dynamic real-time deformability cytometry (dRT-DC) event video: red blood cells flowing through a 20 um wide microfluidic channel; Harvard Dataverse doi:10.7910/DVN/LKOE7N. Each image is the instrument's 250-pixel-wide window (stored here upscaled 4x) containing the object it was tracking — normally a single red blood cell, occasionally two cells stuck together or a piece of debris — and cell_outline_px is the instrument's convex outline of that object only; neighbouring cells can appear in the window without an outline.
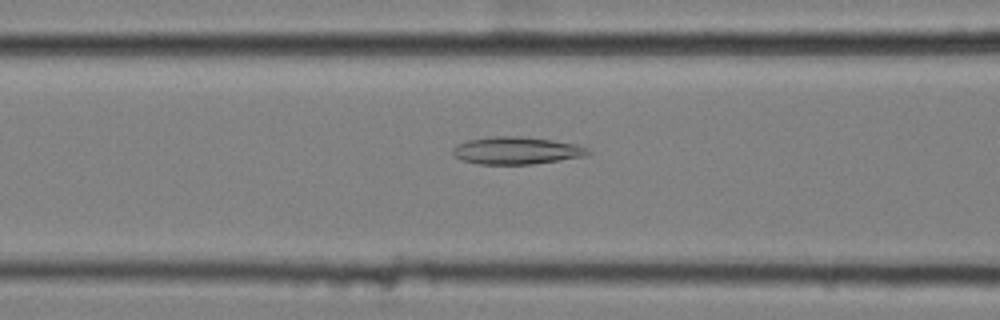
{"species": "common noctule bat (a hibernating species)", "species_latin": "Nyctalus noctula", "temperature_condition": "cold", "stored_images_in_passage": 39, "camera_frame_rate_fps": 3000, "um_per_image_px": 0.085, "animal": {"sex": "female", "body_mass_g": 25.1}, "frame": {"image": 1, "passage_image": 13, "time_ms": 4.0, "image_size_px": [1000, 320], "cell_outline_px": [[592, 152], [588, 156], [532, 164], [480, 164], [464, 160], [456, 156], [452, 152], [452, 148], [456, 144], [468, 140], [492, 136], [520, 136], [552, 140], [576, 144], [588, 148]], "centroid_in_image_um": [43.94, 12.79], "position_along_channel_um": 122.7, "area_um2": 21.62}}
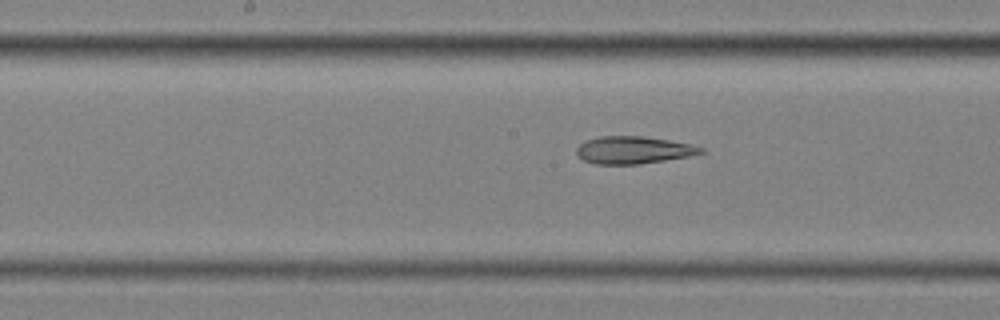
{"frame": {"image": 2, "passage_image": 19, "time_ms": 6.0, "image_size_px": [1000, 320], "cell_outline_px": [[704, 152], [688, 156], [640, 164], [596, 164], [584, 160], [576, 152], [576, 148], [580, 144], [588, 140], [600, 136], [640, 136], [668, 140], [688, 144], [704, 148]], "centroid_in_image_um": [53.82, 12.75], "position_along_channel_um": 194.4, "area_um2": 19.48}}
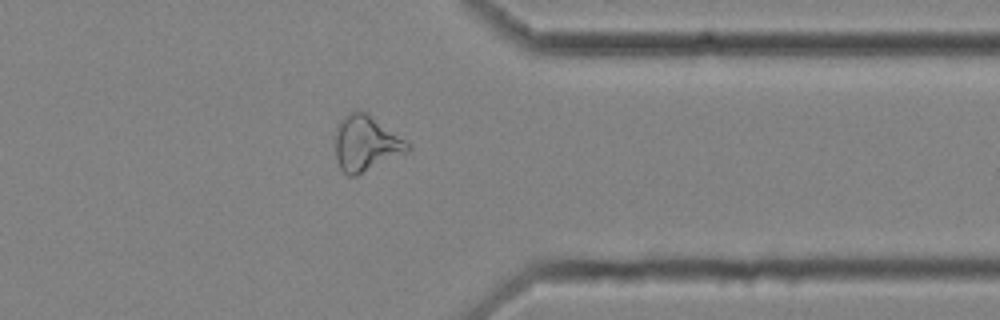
{"frame": {"image": 3, "passage_image": 35, "time_ms": 11.333, "image_size_px": [1000, 320], "cell_outline_px": [[412, 148], [408, 152], [356, 176], [348, 176], [340, 168], [336, 156], [332, 140], [332, 136], [336, 124], [348, 112], [368, 112], [404, 140]], "centroid_in_image_um": [31.03, 12.19], "position_along_channel_um": 380.4, "area_um2": 23.76}, "authors_computed_cell_mechanics": {"area_um2": 20.9814, "velocity_mm_per_s": 3.5843, "shape_relaxation_time_tau1_ms": null, "shape_relaxation_time_tau2_ms": 4.7857, "deformation_change_tau1": null, "deformation_change_tau2": 0.1501}}